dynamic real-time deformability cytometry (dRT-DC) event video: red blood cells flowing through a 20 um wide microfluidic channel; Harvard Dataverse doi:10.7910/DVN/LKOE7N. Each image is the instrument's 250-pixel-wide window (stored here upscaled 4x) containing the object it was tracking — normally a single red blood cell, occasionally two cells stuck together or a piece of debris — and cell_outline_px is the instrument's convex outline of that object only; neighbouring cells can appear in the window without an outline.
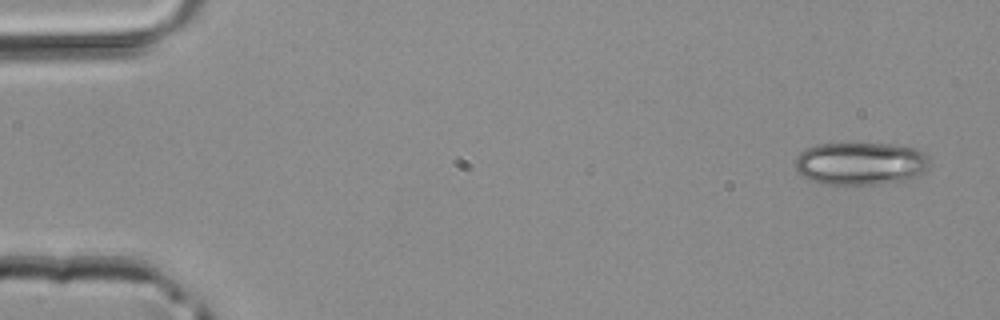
{"species": "common noctule bat (a hibernating species)", "species_latin": "Nyctalus noctula", "temperature_condition": "room temperature", "stored_images_in_passage": 3, "camera_frame_rate_fps": 3000, "um_per_image_px": 0.085, "animal": {"sex": "male", "body_mass_g": 20.4}, "frame": {"image": 1, "passage_image": 1, "time_ms": 0.0, "image_size_px": [1000, 320], "cell_outline_px": [[928, 164], [924, 172], [908, 180], [880, 184], [828, 184], [812, 180], [796, 172], [792, 164], [796, 156], [804, 148], [816, 144], [896, 144], [916, 148], [924, 152], [928, 156]], "centroid_in_image_um": [73.12, 13.89], "position_along_channel_um": 11.9, "area_um2": 33.87}}